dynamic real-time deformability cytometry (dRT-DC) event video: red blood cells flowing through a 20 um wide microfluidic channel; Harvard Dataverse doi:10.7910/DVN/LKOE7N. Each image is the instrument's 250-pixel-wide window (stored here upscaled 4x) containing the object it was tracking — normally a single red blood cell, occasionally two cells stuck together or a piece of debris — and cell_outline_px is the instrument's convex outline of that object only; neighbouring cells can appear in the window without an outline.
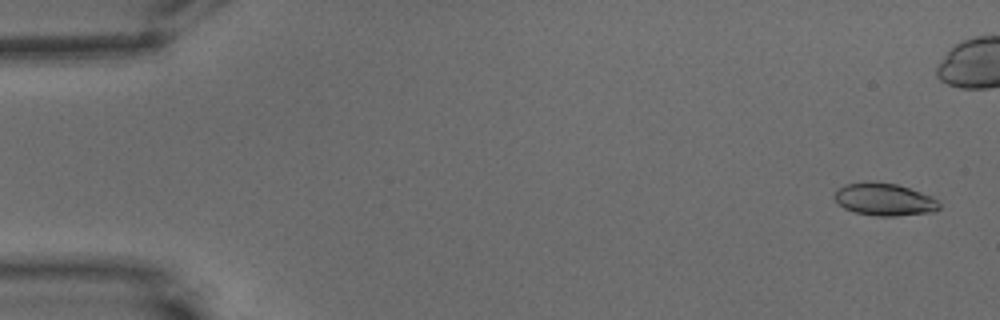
{"species": "common noctule bat (a hibernating species)", "species_latin": "Nyctalus noctula", "temperature_condition": "warm", "stored_images_in_passage": 57, "camera_frame_rate_fps": 3000, "um_per_image_px": 0.085, "animal": {"sex": "male", "body_mass_g": 15.6}, "frame": {"image": 1, "passage_image": 1, "time_ms": 0.0, "image_size_px": [1000, 320], "cell_outline_px": [[940, 208], [932, 212], [896, 216], [880, 216], [856, 212], [844, 208], [836, 200], [836, 192], [844, 184], [868, 180], [896, 184], [932, 196], [940, 204]], "centroid_in_image_um": [75.18, 16.94], "position_along_channel_um": 9.8, "area_um2": 19.65}}
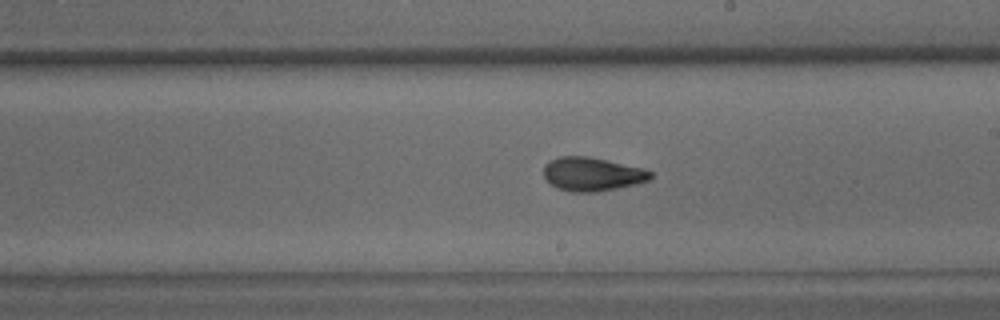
{"frame": {"image": 2, "passage_image": 32, "time_ms": 10.333, "image_size_px": [1000, 320], "cell_outline_px": [[652, 176], [648, 180], [636, 184], [596, 192], [572, 192], [556, 188], [544, 176], [544, 164], [548, 160], [560, 156], [588, 156], [644, 168], [652, 172]], "centroid_in_image_um": [50.32, 14.79], "position_along_channel_um": 238.7, "area_um2": 20.98}}
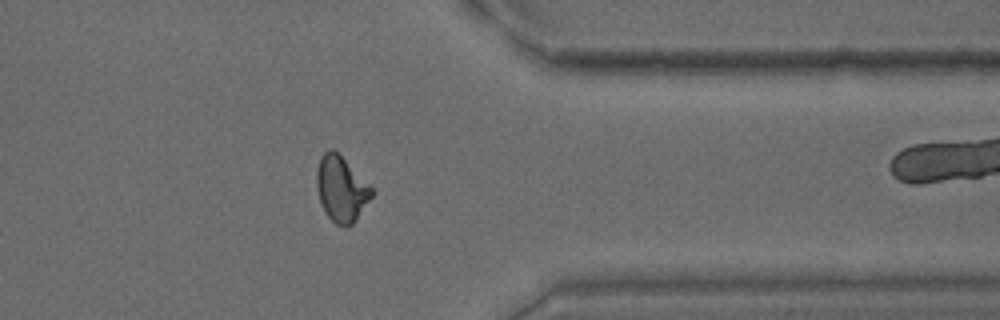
{"frame": {"image": 3, "passage_image": 45, "time_ms": 14.667, "image_size_px": [1000, 320], "cell_outline_px": [[372, 196], [356, 220], [352, 224], [344, 228], [336, 224], [324, 212], [316, 188], [316, 172], [320, 156], [328, 148], [332, 148], [372, 188]], "centroid_in_image_um": [28.97, 16.08], "position_along_channel_um": 382.4, "area_um2": 20.69}, "authors_computed_cell_mechanics": {"area_um2": 20.5768, "velocity_mm_per_s": 3.5336, "shape_relaxation_time_tau1_ms": 6.1644, "shape_relaxation_time_tau2_ms": 2.2121, "deformation_change_tau1": 0.1786, "deformation_change_tau2": 0.0825}}